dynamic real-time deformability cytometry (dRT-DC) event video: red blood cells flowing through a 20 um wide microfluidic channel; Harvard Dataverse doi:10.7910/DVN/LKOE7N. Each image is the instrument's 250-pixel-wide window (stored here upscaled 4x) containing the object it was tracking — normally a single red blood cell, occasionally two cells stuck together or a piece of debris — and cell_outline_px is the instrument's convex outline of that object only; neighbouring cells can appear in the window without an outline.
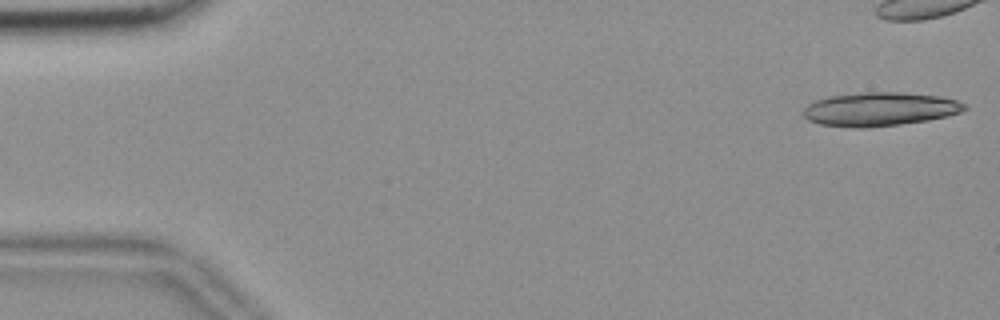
{"species": "common noctule bat (a hibernating species)", "species_latin": "Nyctalus noctula", "temperature_condition": "room temperature", "stored_images_in_passage": 21, "camera_frame_rate_fps": 3000, "um_per_image_px": 0.085, "animal": {"sex": "female", "body_mass_g": 18.4}, "frame": {"image": 1, "passage_image": 1, "time_ms": 0.0, "image_size_px": [1000, 320], "cell_outline_px": [[968, 108], [960, 112], [948, 116], [928, 120], [896, 124], [860, 128], [820, 124], [808, 120], [804, 116], [804, 108], [808, 104], [816, 100], [828, 96], [864, 92], [904, 92], [940, 96], [956, 100], [964, 104]], "centroid_in_image_um": [74.78, 9.26], "position_along_channel_um": 10.2, "area_um2": 31.44}}